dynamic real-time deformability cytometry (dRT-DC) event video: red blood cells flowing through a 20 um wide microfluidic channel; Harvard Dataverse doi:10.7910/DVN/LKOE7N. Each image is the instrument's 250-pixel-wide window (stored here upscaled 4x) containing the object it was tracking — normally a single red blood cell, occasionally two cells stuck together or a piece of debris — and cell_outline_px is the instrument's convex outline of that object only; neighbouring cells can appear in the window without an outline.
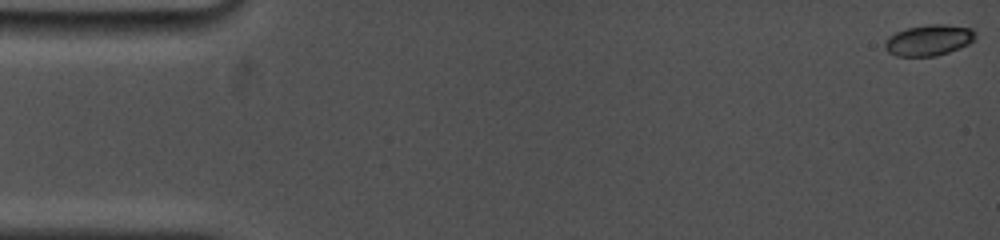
{"species": "common noctule bat (a hibernating species)", "species_latin": "Nyctalus noctula", "temperature_condition": "cold", "stored_images_in_passage": 29, "camera_frame_rate_fps": 5000, "um_per_image_px": 0.085, "animal": {"sex": "female", "body_mass_g": 19.0, "forearm_length_mm": 53.3}, "frame": {"image": 1, "passage_image": 1, "time_ms": 0.0, "image_size_px": [1000, 240], "cell_outline_px": [[976, 40], [960, 48], [936, 56], [896, 56], [888, 52], [884, 48], [884, 40], [888, 36], [896, 32], [908, 28], [928, 24], [944, 24], [972, 28], [976, 32]], "centroid_in_image_um": [78.95, 3.41], "position_along_channel_um": 6.0, "area_um2": 16.53}}
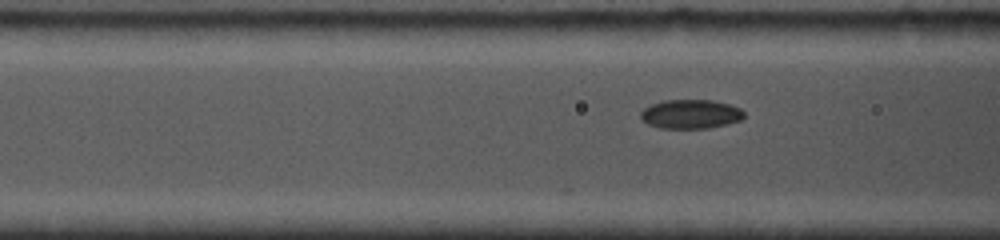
{"frame": {"image": 2, "passage_image": 21, "time_ms": 6.4, "image_size_px": [1000, 240], "cell_outline_px": [[744, 116], [740, 120], [728, 124], [708, 128], [660, 128], [648, 124], [640, 120], [640, 112], [644, 108], [652, 104], [664, 100], [712, 100], [728, 104], [740, 108], [744, 112]], "centroid_in_image_um": [58.68, 9.7], "position_along_channel_um": 107.9, "area_um2": 17.57}}
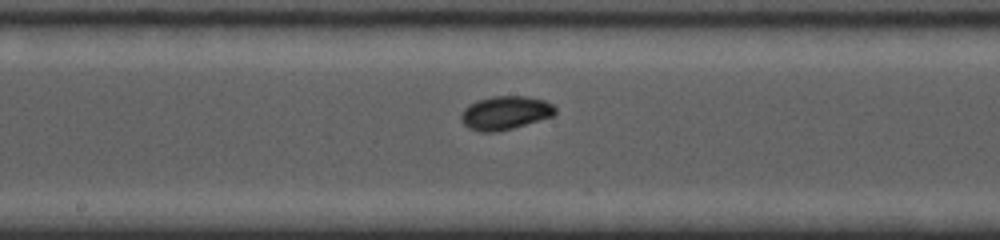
{"frame": {"image": 3, "passage_image": 28, "time_ms": 9.0, "image_size_px": [1000, 240], "cell_outline_px": [[556, 112], [552, 116], [512, 128], [496, 132], [480, 132], [468, 128], [460, 120], [460, 116], [464, 108], [468, 104], [476, 100], [492, 96], [528, 96], [544, 100], [552, 104], [556, 108]], "centroid_in_image_um": [42.91, 9.58], "position_along_channel_um": 205.3, "area_um2": 18.5}}